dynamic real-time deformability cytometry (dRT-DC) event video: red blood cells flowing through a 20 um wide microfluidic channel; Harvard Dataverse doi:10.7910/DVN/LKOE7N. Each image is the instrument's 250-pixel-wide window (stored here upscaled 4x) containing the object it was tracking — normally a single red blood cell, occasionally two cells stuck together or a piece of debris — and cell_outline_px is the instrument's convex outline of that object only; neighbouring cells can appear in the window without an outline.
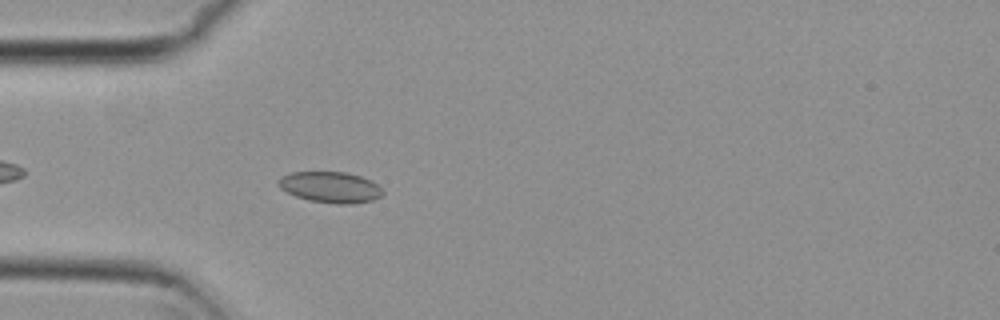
{"species": "common noctule bat (a hibernating species)", "species_latin": "Nyctalus noctula", "temperature_condition": "cold", "stored_images_in_passage": 3, "camera_frame_rate_fps": 3000, "um_per_image_px": 0.085, "animal": {"sex": "female", "body_mass_g": 29.2, "forearm_length_mm": 56.3}, "frame": {"image": 1, "passage_image": 3, "time_ms": 0.667, "image_size_px": [1000, 320], "cell_outline_px": [[384, 192], [380, 196], [372, 200], [352, 204], [336, 204], [308, 200], [296, 196], [280, 188], [276, 184], [276, 180], [280, 176], [292, 172], [344, 172], [360, 176], [372, 180]], "centroid_in_image_um": [28.04, 15.91], "position_along_channel_um": 57.0, "area_um2": 18.9}}